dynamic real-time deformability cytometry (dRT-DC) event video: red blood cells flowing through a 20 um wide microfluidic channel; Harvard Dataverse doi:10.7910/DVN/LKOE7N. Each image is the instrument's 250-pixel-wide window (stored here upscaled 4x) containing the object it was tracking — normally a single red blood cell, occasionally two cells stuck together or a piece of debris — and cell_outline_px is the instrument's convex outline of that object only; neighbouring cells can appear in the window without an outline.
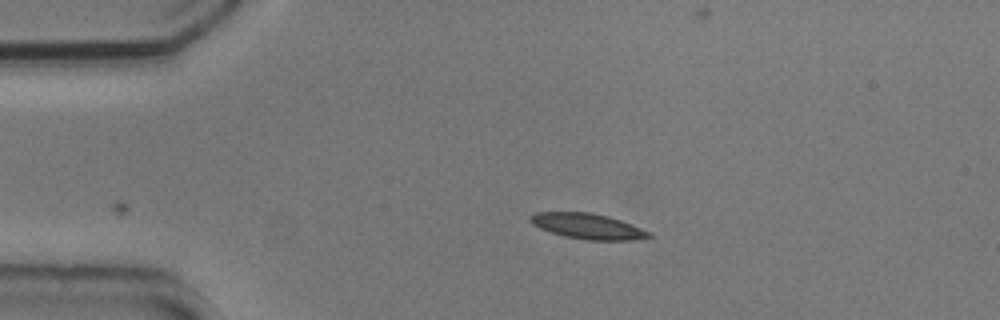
{"species": "common noctule bat (a hibernating species)", "species_latin": "Nyctalus noctula", "temperature_condition": "cold", "stored_images_in_passage": 41, "camera_frame_rate_fps": 3000, "um_per_image_px": 0.085, "animal": {"sex": "male", "body_mass_g": 20.5, "forearm_length_mm": 52.5}, "frame": {"image": 1, "passage_image": 1, "time_ms": 0.0, "image_size_px": [1000, 320], "cell_outline_px": [[652, 236], [632, 240], [588, 240], [564, 236], [540, 228], [532, 224], [528, 220], [528, 216], [536, 212], [592, 212], [608, 216], [620, 220], [652, 232]], "centroid_in_image_um": [49.94, 19.22], "position_along_channel_um": 35.1, "area_um2": 17.63}}
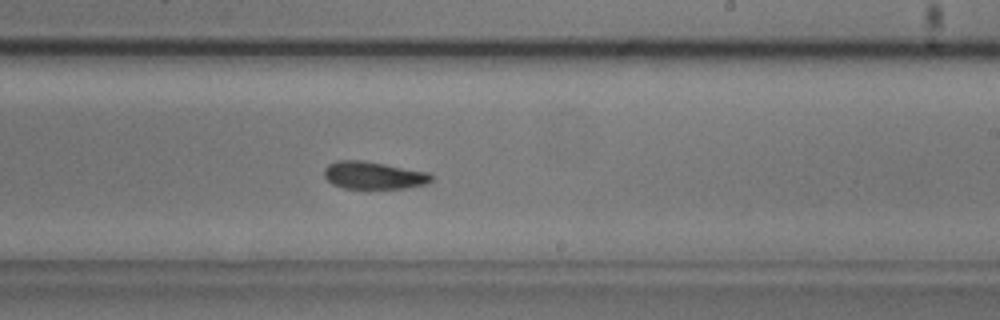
{"frame": {"image": 2, "passage_image": 22, "time_ms": 7.0, "image_size_px": [1000, 320], "cell_outline_px": [[432, 180], [428, 184], [408, 188], [344, 188], [332, 184], [324, 176], [324, 168], [328, 164], [336, 160], [364, 160], [428, 172], [432, 176]], "centroid_in_image_um": [31.75, 14.9], "position_along_channel_um": 257.2, "area_um2": 17.28}}
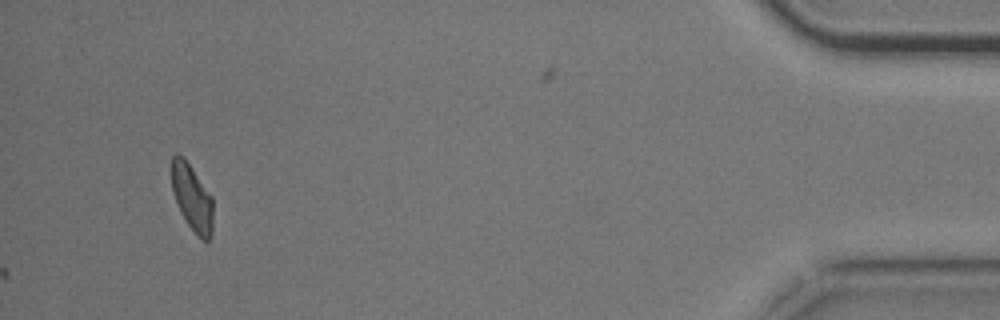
{"frame": {"image": 3, "passage_image": 41, "time_ms": 13.333, "image_size_px": [1000, 320], "cell_outline_px": [[212, 232], [208, 240], [204, 240], [188, 224], [180, 212], [172, 192], [172, 156], [176, 152], [184, 156], [212, 196]], "centroid_in_image_um": [16.31, 16.73], "position_along_channel_um": 418.9, "area_um2": 15.9}, "authors_computed_cell_mechanics": {"area_um2": 17.4556, "velocity_mm_per_s": 3.7128, "shape_relaxation_time_tau1_ms": 3.4472, "shape_relaxation_time_tau2_ms": 5.252, "deformation_change_tau1": 0.1075, "deformation_change_tau2": 0.107}}